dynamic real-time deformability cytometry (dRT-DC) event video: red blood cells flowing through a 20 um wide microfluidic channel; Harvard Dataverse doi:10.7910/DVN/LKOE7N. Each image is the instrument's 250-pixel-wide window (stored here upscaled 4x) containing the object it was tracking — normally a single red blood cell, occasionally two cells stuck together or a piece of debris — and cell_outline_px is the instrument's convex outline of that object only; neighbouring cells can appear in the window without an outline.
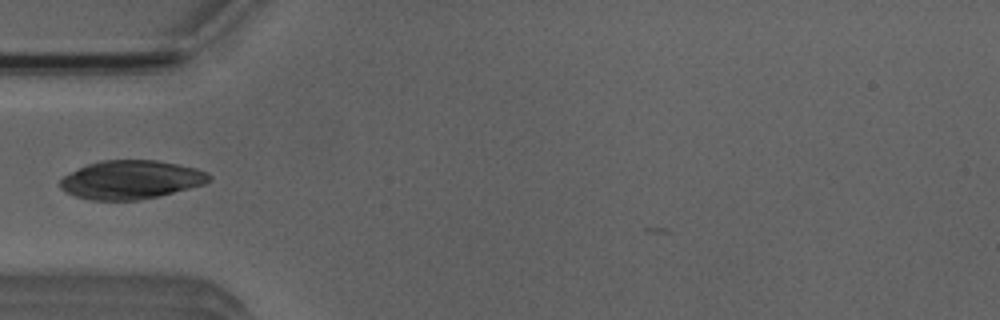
{"species": "Egyptian fruit bat (a non-hibernating species)", "species_latin": "Rousettus aegyptiacus", "temperature_condition": "room temperature", "stored_images_in_passage": 27, "camera_frame_rate_fps": 3000, "um_per_image_px": 0.085, "animal": {"sex": "male"}, "frame": {"image": 1, "passage_image": 2, "time_ms": 0.333, "image_size_px": [1000, 320], "cell_outline_px": [[212, 180], [204, 184], [160, 196], [140, 200], [92, 200], [76, 196], [60, 188], [60, 180], [64, 176], [88, 164], [100, 160], [156, 160], [180, 164], [196, 168], [208, 172], [212, 176]], "centroid_in_image_um": [11.19, 15.27], "position_along_channel_um": 73.8, "area_um2": 33.52}}
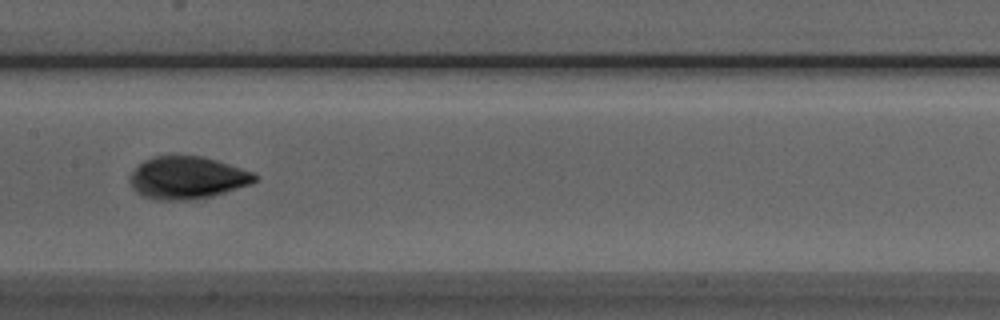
{"frame": {"image": 2, "passage_image": 11, "time_ms": 3.333, "image_size_px": [1000, 320], "cell_outline_px": [[260, 176], [252, 184], [212, 196], [188, 200], [156, 200], [144, 196], [136, 192], [132, 188], [128, 180], [128, 176], [144, 160], [152, 156], [200, 156], [216, 160], [256, 172]], "centroid_in_image_um": [15.93, 15.11], "position_along_channel_um": 191.5, "area_um2": 31.15}, "authors_computed_cell_mechanics": {"area_um2": 19.7098, "velocity_mm_per_s": 3.9213, "shape_relaxation_time_tau1_ms": 7.2359, "shape_relaxation_time_tau2_ms": null, "deformation_change_tau1": 0.2213, "deformation_change_tau2": null}}